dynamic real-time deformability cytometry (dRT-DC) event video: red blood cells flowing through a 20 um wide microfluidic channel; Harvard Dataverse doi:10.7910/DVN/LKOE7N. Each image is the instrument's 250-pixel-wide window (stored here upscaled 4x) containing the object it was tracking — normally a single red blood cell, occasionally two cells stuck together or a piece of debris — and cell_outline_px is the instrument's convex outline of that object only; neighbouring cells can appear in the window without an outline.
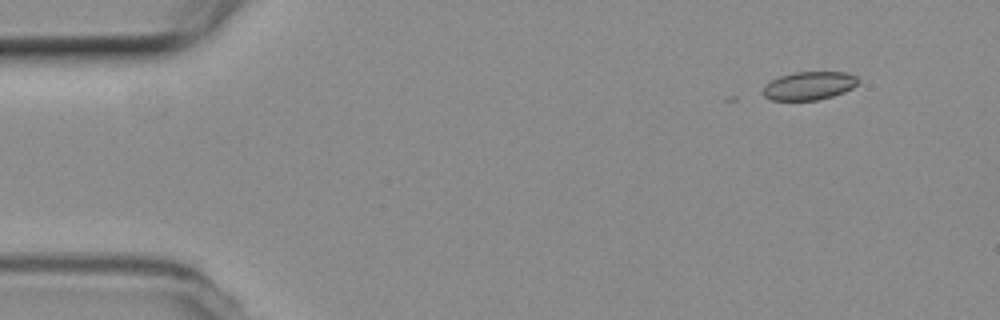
{"species": "common noctule bat (a hibernating species)", "species_latin": "Nyctalus noctula", "temperature_condition": "room temperature", "stored_images_in_passage": 6, "camera_frame_rate_fps": 3000, "um_per_image_px": 0.085, "animal": {"sex": "female", "body_mass_g": 19.3, "forearm_length_mm": 54.1}, "frame": {"image": 1, "passage_image": 1, "time_ms": 0.0, "image_size_px": [1000, 320], "cell_outline_px": [[860, 80], [852, 88], [844, 92], [832, 96], [816, 100], [772, 100], [764, 96], [764, 84], [780, 76], [792, 72], [848, 72], [856, 76]], "centroid_in_image_um": [68.78, 7.28], "position_along_channel_um": 16.2, "area_um2": 15.66}}